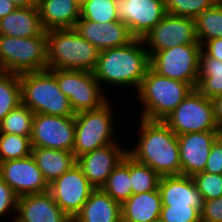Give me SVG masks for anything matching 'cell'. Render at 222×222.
<instances>
[{"mask_svg": "<svg viewBox=\"0 0 222 222\" xmlns=\"http://www.w3.org/2000/svg\"><path fill=\"white\" fill-rule=\"evenodd\" d=\"M48 69L90 71L100 50L81 37L75 28L46 31Z\"/></svg>", "mask_w": 222, "mask_h": 222, "instance_id": "277c9868", "label": "cell"}, {"mask_svg": "<svg viewBox=\"0 0 222 222\" xmlns=\"http://www.w3.org/2000/svg\"><path fill=\"white\" fill-rule=\"evenodd\" d=\"M94 189L77 164L49 184L53 199L71 219L80 211Z\"/></svg>", "mask_w": 222, "mask_h": 222, "instance_id": "4fadbf2b", "label": "cell"}, {"mask_svg": "<svg viewBox=\"0 0 222 222\" xmlns=\"http://www.w3.org/2000/svg\"><path fill=\"white\" fill-rule=\"evenodd\" d=\"M70 219L49 191L18 197L15 222H69Z\"/></svg>", "mask_w": 222, "mask_h": 222, "instance_id": "d6986e66", "label": "cell"}, {"mask_svg": "<svg viewBox=\"0 0 222 222\" xmlns=\"http://www.w3.org/2000/svg\"><path fill=\"white\" fill-rule=\"evenodd\" d=\"M216 2L222 4V0H216Z\"/></svg>", "mask_w": 222, "mask_h": 222, "instance_id": "f6af8a7d", "label": "cell"}, {"mask_svg": "<svg viewBox=\"0 0 222 222\" xmlns=\"http://www.w3.org/2000/svg\"><path fill=\"white\" fill-rule=\"evenodd\" d=\"M32 156L48 184H51L77 163L73 152L58 149L32 147Z\"/></svg>", "mask_w": 222, "mask_h": 222, "instance_id": "d4e9b609", "label": "cell"}, {"mask_svg": "<svg viewBox=\"0 0 222 222\" xmlns=\"http://www.w3.org/2000/svg\"><path fill=\"white\" fill-rule=\"evenodd\" d=\"M85 1H87V0H78V2H79L80 4H83Z\"/></svg>", "mask_w": 222, "mask_h": 222, "instance_id": "ee69618b", "label": "cell"}, {"mask_svg": "<svg viewBox=\"0 0 222 222\" xmlns=\"http://www.w3.org/2000/svg\"><path fill=\"white\" fill-rule=\"evenodd\" d=\"M30 141L32 147L73 152L75 116L34 114Z\"/></svg>", "mask_w": 222, "mask_h": 222, "instance_id": "7c38bea8", "label": "cell"}, {"mask_svg": "<svg viewBox=\"0 0 222 222\" xmlns=\"http://www.w3.org/2000/svg\"><path fill=\"white\" fill-rule=\"evenodd\" d=\"M130 184V155L127 153L113 169L101 189L122 205L133 194Z\"/></svg>", "mask_w": 222, "mask_h": 222, "instance_id": "4316f807", "label": "cell"}, {"mask_svg": "<svg viewBox=\"0 0 222 222\" xmlns=\"http://www.w3.org/2000/svg\"><path fill=\"white\" fill-rule=\"evenodd\" d=\"M201 44L177 45L155 52L150 57V67L159 75L197 86Z\"/></svg>", "mask_w": 222, "mask_h": 222, "instance_id": "30bf717a", "label": "cell"}, {"mask_svg": "<svg viewBox=\"0 0 222 222\" xmlns=\"http://www.w3.org/2000/svg\"><path fill=\"white\" fill-rule=\"evenodd\" d=\"M74 28L82 38L100 51L125 46L135 39L129 27L119 20L97 23L79 19Z\"/></svg>", "mask_w": 222, "mask_h": 222, "instance_id": "ac0fdd59", "label": "cell"}, {"mask_svg": "<svg viewBox=\"0 0 222 222\" xmlns=\"http://www.w3.org/2000/svg\"><path fill=\"white\" fill-rule=\"evenodd\" d=\"M17 204H18V196L11 189V187L0 177V221L8 219V216L11 217L8 219L11 222H15L16 214H17ZM11 214H10V213ZM7 217H6V216ZM3 217V218H2ZM6 217V218H5Z\"/></svg>", "mask_w": 222, "mask_h": 222, "instance_id": "8d00e7d4", "label": "cell"}, {"mask_svg": "<svg viewBox=\"0 0 222 222\" xmlns=\"http://www.w3.org/2000/svg\"><path fill=\"white\" fill-rule=\"evenodd\" d=\"M73 219L76 222H122L121 204L97 188Z\"/></svg>", "mask_w": 222, "mask_h": 222, "instance_id": "603a6c76", "label": "cell"}, {"mask_svg": "<svg viewBox=\"0 0 222 222\" xmlns=\"http://www.w3.org/2000/svg\"><path fill=\"white\" fill-rule=\"evenodd\" d=\"M159 190L132 194L122 205V222H153L160 219Z\"/></svg>", "mask_w": 222, "mask_h": 222, "instance_id": "cb8c5ba5", "label": "cell"}, {"mask_svg": "<svg viewBox=\"0 0 222 222\" xmlns=\"http://www.w3.org/2000/svg\"><path fill=\"white\" fill-rule=\"evenodd\" d=\"M117 17L142 39L167 14L164 0H116Z\"/></svg>", "mask_w": 222, "mask_h": 222, "instance_id": "5bb4252c", "label": "cell"}, {"mask_svg": "<svg viewBox=\"0 0 222 222\" xmlns=\"http://www.w3.org/2000/svg\"><path fill=\"white\" fill-rule=\"evenodd\" d=\"M198 42L203 45L210 39L222 38V4L215 3L195 18Z\"/></svg>", "mask_w": 222, "mask_h": 222, "instance_id": "83f0119b", "label": "cell"}, {"mask_svg": "<svg viewBox=\"0 0 222 222\" xmlns=\"http://www.w3.org/2000/svg\"><path fill=\"white\" fill-rule=\"evenodd\" d=\"M69 222H76L74 219H70Z\"/></svg>", "mask_w": 222, "mask_h": 222, "instance_id": "7dc6e473", "label": "cell"}, {"mask_svg": "<svg viewBox=\"0 0 222 222\" xmlns=\"http://www.w3.org/2000/svg\"><path fill=\"white\" fill-rule=\"evenodd\" d=\"M203 201L222 196V174L199 172L192 176Z\"/></svg>", "mask_w": 222, "mask_h": 222, "instance_id": "e575fe53", "label": "cell"}, {"mask_svg": "<svg viewBox=\"0 0 222 222\" xmlns=\"http://www.w3.org/2000/svg\"><path fill=\"white\" fill-rule=\"evenodd\" d=\"M48 70L55 76L61 92L69 99L75 114L98 109L111 99L109 97L111 95H107L110 94L109 87L105 88L107 90L103 89L93 72L70 69Z\"/></svg>", "mask_w": 222, "mask_h": 222, "instance_id": "ba28073f", "label": "cell"}, {"mask_svg": "<svg viewBox=\"0 0 222 222\" xmlns=\"http://www.w3.org/2000/svg\"><path fill=\"white\" fill-rule=\"evenodd\" d=\"M130 178L132 193L138 194L158 190L161 176L130 156Z\"/></svg>", "mask_w": 222, "mask_h": 222, "instance_id": "4dcf8cb0", "label": "cell"}, {"mask_svg": "<svg viewBox=\"0 0 222 222\" xmlns=\"http://www.w3.org/2000/svg\"><path fill=\"white\" fill-rule=\"evenodd\" d=\"M163 222H201V212L192 206H161Z\"/></svg>", "mask_w": 222, "mask_h": 222, "instance_id": "d590c367", "label": "cell"}, {"mask_svg": "<svg viewBox=\"0 0 222 222\" xmlns=\"http://www.w3.org/2000/svg\"><path fill=\"white\" fill-rule=\"evenodd\" d=\"M163 122L178 136L188 133L221 131L214 119L211 99L197 89L176 107Z\"/></svg>", "mask_w": 222, "mask_h": 222, "instance_id": "9c48e42d", "label": "cell"}, {"mask_svg": "<svg viewBox=\"0 0 222 222\" xmlns=\"http://www.w3.org/2000/svg\"><path fill=\"white\" fill-rule=\"evenodd\" d=\"M16 8H28L32 6H37L38 2L36 0H11Z\"/></svg>", "mask_w": 222, "mask_h": 222, "instance_id": "7bdbcfd3", "label": "cell"}, {"mask_svg": "<svg viewBox=\"0 0 222 222\" xmlns=\"http://www.w3.org/2000/svg\"><path fill=\"white\" fill-rule=\"evenodd\" d=\"M22 104L34 114L75 116L69 99L61 92L55 76L49 71L19 74Z\"/></svg>", "mask_w": 222, "mask_h": 222, "instance_id": "5b68a950", "label": "cell"}, {"mask_svg": "<svg viewBox=\"0 0 222 222\" xmlns=\"http://www.w3.org/2000/svg\"><path fill=\"white\" fill-rule=\"evenodd\" d=\"M115 104L110 99L98 109L75 114L73 153L76 158L87 152L115 143L118 139L121 140L117 136L121 133H116L118 130L115 127L117 125V123L115 124L117 121L115 114L117 112L114 111Z\"/></svg>", "mask_w": 222, "mask_h": 222, "instance_id": "8992f818", "label": "cell"}, {"mask_svg": "<svg viewBox=\"0 0 222 222\" xmlns=\"http://www.w3.org/2000/svg\"><path fill=\"white\" fill-rule=\"evenodd\" d=\"M149 67L150 57L144 43L135 38L125 46L100 51L93 74L103 89L113 85L117 90L127 89L126 92L134 94Z\"/></svg>", "mask_w": 222, "mask_h": 222, "instance_id": "6da1fadb", "label": "cell"}, {"mask_svg": "<svg viewBox=\"0 0 222 222\" xmlns=\"http://www.w3.org/2000/svg\"><path fill=\"white\" fill-rule=\"evenodd\" d=\"M37 6L45 31L74 28L81 17L78 0H40Z\"/></svg>", "mask_w": 222, "mask_h": 222, "instance_id": "44dd1931", "label": "cell"}, {"mask_svg": "<svg viewBox=\"0 0 222 222\" xmlns=\"http://www.w3.org/2000/svg\"><path fill=\"white\" fill-rule=\"evenodd\" d=\"M112 143L77 157V165L84 176L95 188H102L109 175L127 154V146L123 143ZM125 146V147H123Z\"/></svg>", "mask_w": 222, "mask_h": 222, "instance_id": "2e32d148", "label": "cell"}, {"mask_svg": "<svg viewBox=\"0 0 222 222\" xmlns=\"http://www.w3.org/2000/svg\"><path fill=\"white\" fill-rule=\"evenodd\" d=\"M196 89L213 99L222 95V61L209 57L201 50Z\"/></svg>", "mask_w": 222, "mask_h": 222, "instance_id": "484cf974", "label": "cell"}, {"mask_svg": "<svg viewBox=\"0 0 222 222\" xmlns=\"http://www.w3.org/2000/svg\"><path fill=\"white\" fill-rule=\"evenodd\" d=\"M193 89L189 83L159 75L149 67L134 94V101L142 107L135 118L139 116L150 121H163Z\"/></svg>", "mask_w": 222, "mask_h": 222, "instance_id": "3957f363", "label": "cell"}, {"mask_svg": "<svg viewBox=\"0 0 222 222\" xmlns=\"http://www.w3.org/2000/svg\"><path fill=\"white\" fill-rule=\"evenodd\" d=\"M213 105L214 119L218 128L222 131V95L211 99Z\"/></svg>", "mask_w": 222, "mask_h": 222, "instance_id": "60d3db41", "label": "cell"}, {"mask_svg": "<svg viewBox=\"0 0 222 222\" xmlns=\"http://www.w3.org/2000/svg\"><path fill=\"white\" fill-rule=\"evenodd\" d=\"M204 172L222 174V136L220 135L211 146Z\"/></svg>", "mask_w": 222, "mask_h": 222, "instance_id": "74e56055", "label": "cell"}, {"mask_svg": "<svg viewBox=\"0 0 222 222\" xmlns=\"http://www.w3.org/2000/svg\"><path fill=\"white\" fill-rule=\"evenodd\" d=\"M34 113L22 103L11 110L0 123V133L30 137Z\"/></svg>", "mask_w": 222, "mask_h": 222, "instance_id": "f546056e", "label": "cell"}, {"mask_svg": "<svg viewBox=\"0 0 222 222\" xmlns=\"http://www.w3.org/2000/svg\"><path fill=\"white\" fill-rule=\"evenodd\" d=\"M221 131H206L178 135L181 175L193 176L205 170L211 146Z\"/></svg>", "mask_w": 222, "mask_h": 222, "instance_id": "e0dca14e", "label": "cell"}, {"mask_svg": "<svg viewBox=\"0 0 222 222\" xmlns=\"http://www.w3.org/2000/svg\"><path fill=\"white\" fill-rule=\"evenodd\" d=\"M158 190L162 206H192L200 212L203 198L191 176H161Z\"/></svg>", "mask_w": 222, "mask_h": 222, "instance_id": "ffe728a7", "label": "cell"}, {"mask_svg": "<svg viewBox=\"0 0 222 222\" xmlns=\"http://www.w3.org/2000/svg\"><path fill=\"white\" fill-rule=\"evenodd\" d=\"M0 35L28 38L46 35L38 6L16 8L0 19Z\"/></svg>", "mask_w": 222, "mask_h": 222, "instance_id": "7402d4cb", "label": "cell"}, {"mask_svg": "<svg viewBox=\"0 0 222 222\" xmlns=\"http://www.w3.org/2000/svg\"><path fill=\"white\" fill-rule=\"evenodd\" d=\"M115 0H87L81 4V17L93 22L118 21Z\"/></svg>", "mask_w": 222, "mask_h": 222, "instance_id": "d6a6232c", "label": "cell"}, {"mask_svg": "<svg viewBox=\"0 0 222 222\" xmlns=\"http://www.w3.org/2000/svg\"><path fill=\"white\" fill-rule=\"evenodd\" d=\"M142 41L151 57L155 52L185 44H200L197 40L195 19L166 14Z\"/></svg>", "mask_w": 222, "mask_h": 222, "instance_id": "8fae6325", "label": "cell"}, {"mask_svg": "<svg viewBox=\"0 0 222 222\" xmlns=\"http://www.w3.org/2000/svg\"><path fill=\"white\" fill-rule=\"evenodd\" d=\"M153 222H163L161 219H158L156 221H153Z\"/></svg>", "mask_w": 222, "mask_h": 222, "instance_id": "bcb514c9", "label": "cell"}, {"mask_svg": "<svg viewBox=\"0 0 222 222\" xmlns=\"http://www.w3.org/2000/svg\"><path fill=\"white\" fill-rule=\"evenodd\" d=\"M21 103L19 74L0 71V123Z\"/></svg>", "mask_w": 222, "mask_h": 222, "instance_id": "f1b7e54d", "label": "cell"}, {"mask_svg": "<svg viewBox=\"0 0 222 222\" xmlns=\"http://www.w3.org/2000/svg\"><path fill=\"white\" fill-rule=\"evenodd\" d=\"M48 70L47 36L14 38L0 35V71L21 74Z\"/></svg>", "mask_w": 222, "mask_h": 222, "instance_id": "52a82bcc", "label": "cell"}, {"mask_svg": "<svg viewBox=\"0 0 222 222\" xmlns=\"http://www.w3.org/2000/svg\"><path fill=\"white\" fill-rule=\"evenodd\" d=\"M136 143L127 153L160 176L181 175V162L177 135L163 122L138 118ZM138 130V131H137Z\"/></svg>", "mask_w": 222, "mask_h": 222, "instance_id": "7a4b0ae2", "label": "cell"}, {"mask_svg": "<svg viewBox=\"0 0 222 222\" xmlns=\"http://www.w3.org/2000/svg\"><path fill=\"white\" fill-rule=\"evenodd\" d=\"M202 50L209 56L222 61V38L210 39L202 45Z\"/></svg>", "mask_w": 222, "mask_h": 222, "instance_id": "ab89813d", "label": "cell"}, {"mask_svg": "<svg viewBox=\"0 0 222 222\" xmlns=\"http://www.w3.org/2000/svg\"><path fill=\"white\" fill-rule=\"evenodd\" d=\"M0 177L18 197L49 191V184L32 154L25 158L0 162Z\"/></svg>", "mask_w": 222, "mask_h": 222, "instance_id": "9a60e30c", "label": "cell"}, {"mask_svg": "<svg viewBox=\"0 0 222 222\" xmlns=\"http://www.w3.org/2000/svg\"><path fill=\"white\" fill-rule=\"evenodd\" d=\"M164 3L168 14L195 19L212 7L216 0H164Z\"/></svg>", "mask_w": 222, "mask_h": 222, "instance_id": "836d02e7", "label": "cell"}, {"mask_svg": "<svg viewBox=\"0 0 222 222\" xmlns=\"http://www.w3.org/2000/svg\"><path fill=\"white\" fill-rule=\"evenodd\" d=\"M201 222H222V196L203 202Z\"/></svg>", "mask_w": 222, "mask_h": 222, "instance_id": "f35d334b", "label": "cell"}, {"mask_svg": "<svg viewBox=\"0 0 222 222\" xmlns=\"http://www.w3.org/2000/svg\"><path fill=\"white\" fill-rule=\"evenodd\" d=\"M15 9L16 6L11 0H0V19L13 12Z\"/></svg>", "mask_w": 222, "mask_h": 222, "instance_id": "b9f144b4", "label": "cell"}, {"mask_svg": "<svg viewBox=\"0 0 222 222\" xmlns=\"http://www.w3.org/2000/svg\"><path fill=\"white\" fill-rule=\"evenodd\" d=\"M31 154L30 137L0 133V162L25 158Z\"/></svg>", "mask_w": 222, "mask_h": 222, "instance_id": "1f68e13d", "label": "cell"}]
</instances>
